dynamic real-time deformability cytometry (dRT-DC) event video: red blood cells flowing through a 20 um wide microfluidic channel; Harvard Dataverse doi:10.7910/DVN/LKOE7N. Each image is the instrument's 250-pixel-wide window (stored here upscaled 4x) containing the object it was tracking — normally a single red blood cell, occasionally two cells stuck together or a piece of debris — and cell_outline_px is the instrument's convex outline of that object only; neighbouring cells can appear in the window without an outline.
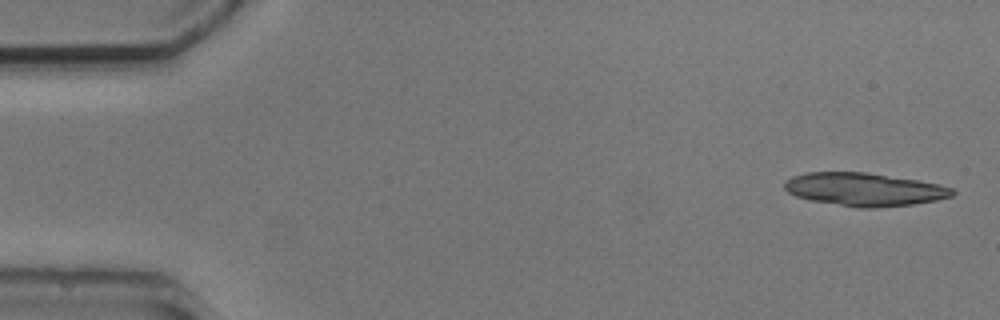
{"species": "common noctule bat (a hibernating species)", "species_latin": "Nyctalus noctula", "temperature_condition": "cold", "stored_images_in_passage": 8, "camera_frame_rate_fps": 3000, "um_per_image_px": 0.085, "animal": {"sex": "male", "body_mass_g": 20.5, "forearm_length_mm": 52.5}, "frame": {"image": 1, "passage_image": 1, "time_ms": 0.0, "image_size_px": [1000, 320], "cell_outline_px": [[956, 192], [952, 196], [936, 200], [912, 204], [876, 208], [860, 208], [812, 200], [796, 196], [788, 192], [784, 188], [784, 180], [792, 176], [808, 172], [868, 172], [920, 180], [940, 184], [952, 188]], "centroid_in_image_um": [73.48, 16.09], "position_along_channel_um": 11.5, "area_um2": 32.48}}
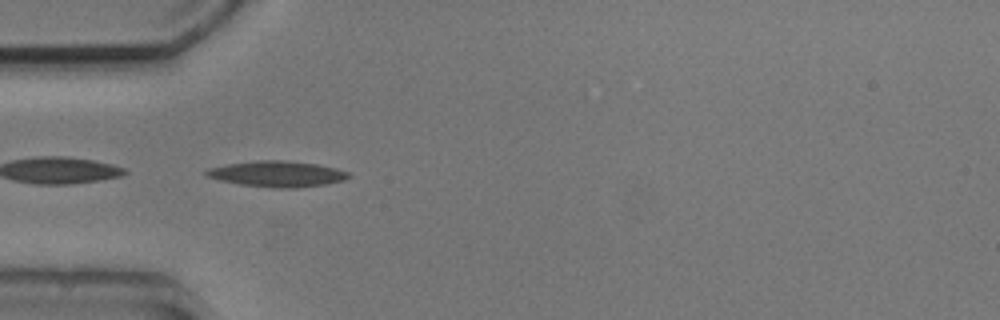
{"frame": {"image": 2, "passage_image": 4, "time_ms": 4.667, "image_size_px": [1000, 320], "cell_outline_px": [[352, 176], [344, 180], [324, 184], [296, 188], [272, 188], [240, 184], [220, 180], [208, 176], [204, 172], [208, 168], [228, 164], [256, 160], [284, 160], [316, 164], [336, 168], [348, 172]], "centroid_in_image_um": [23.57, 14.78], "position_along_channel_um": 61.4, "area_um2": 21.33}}